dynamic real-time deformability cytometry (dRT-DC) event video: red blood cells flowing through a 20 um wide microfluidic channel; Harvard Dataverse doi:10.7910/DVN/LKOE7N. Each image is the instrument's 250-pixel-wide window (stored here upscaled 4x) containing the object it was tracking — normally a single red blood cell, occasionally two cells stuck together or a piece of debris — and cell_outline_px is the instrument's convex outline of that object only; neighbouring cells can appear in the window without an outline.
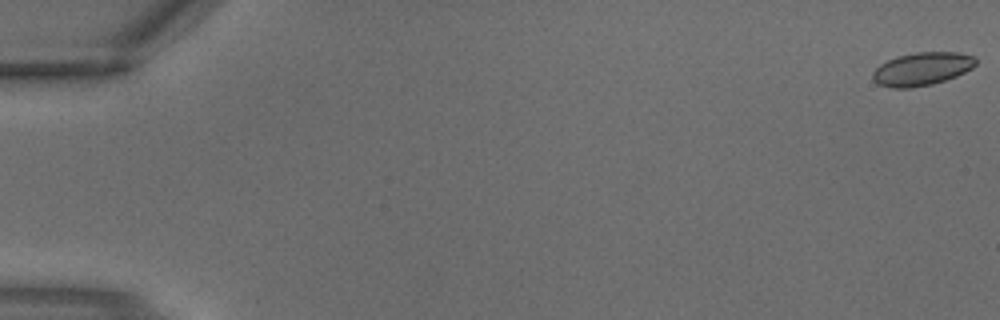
{"species": "common noctule bat (a hibernating species)", "species_latin": "Nyctalus noctula", "temperature_condition": "warm", "stored_images_in_passage": 4, "camera_frame_rate_fps": 3000, "um_per_image_px": 0.085, "animal": {"sex": "male", "body_mass_g": 18.8}, "frame": {"image": 1, "passage_image": 1, "time_ms": 0.0, "image_size_px": [1000, 320], "cell_outline_px": [[976, 64], [972, 68], [956, 76], [932, 84], [912, 88], [892, 88], [876, 84], [872, 80], [872, 72], [880, 64], [896, 56], [916, 52], [960, 52], [976, 56]], "centroid_in_image_um": [78.35, 5.86], "position_along_channel_um": 6.6, "area_um2": 20.11}}
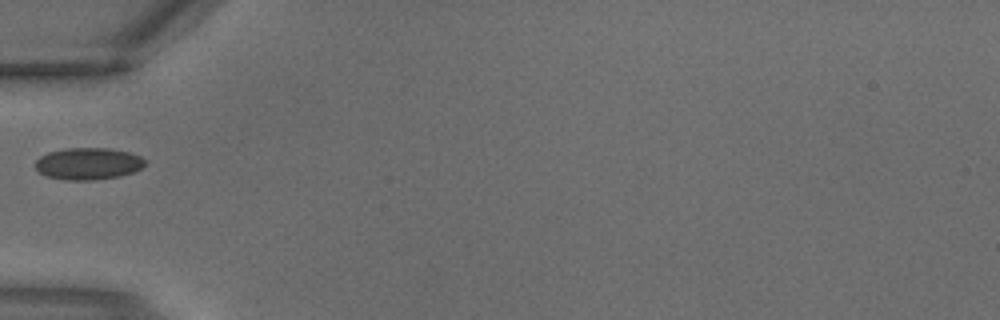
{"frame": {"image": 2, "passage_image": 4, "time_ms": 1.0, "image_size_px": [1000, 320], "cell_outline_px": [[144, 164], [140, 168], [132, 172], [120, 176], [92, 180], [64, 180], [44, 176], [36, 168], [36, 160], [40, 156], [48, 152], [64, 148], [108, 148], [128, 152], [140, 156], [144, 160]], "centroid_in_image_um": [7.45, 13.91], "position_along_channel_um": 77.6, "area_um2": 20.35}}